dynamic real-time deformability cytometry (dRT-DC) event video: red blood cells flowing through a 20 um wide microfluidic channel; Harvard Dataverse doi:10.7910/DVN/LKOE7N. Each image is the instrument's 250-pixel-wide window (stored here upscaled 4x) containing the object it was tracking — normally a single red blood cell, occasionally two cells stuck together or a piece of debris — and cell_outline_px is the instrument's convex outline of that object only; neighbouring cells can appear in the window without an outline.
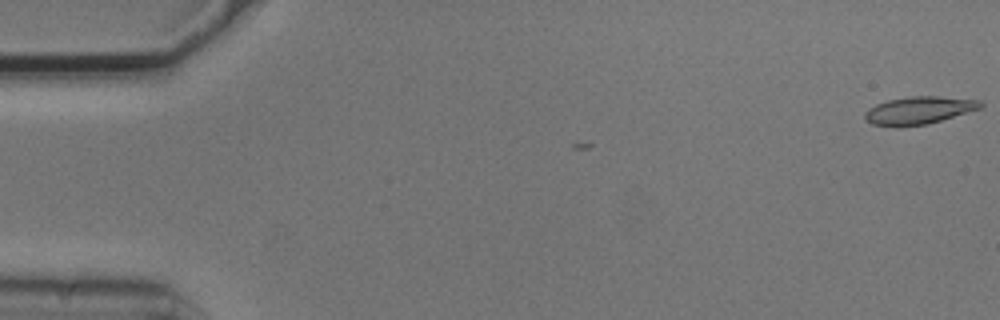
{"species": "common noctule bat (a hibernating species)", "species_latin": "Nyctalus noctula", "temperature_condition": "cold", "stored_images_in_passage": 3, "camera_frame_rate_fps": 3000, "um_per_image_px": 0.085, "animal": {"sex": "male", "body_mass_g": 20.5, "forearm_length_mm": 52.5}, "frame": {"image": 1, "passage_image": 1, "time_ms": 0.0, "image_size_px": [1000, 320], "cell_outline_px": [[984, 104], [980, 108], [928, 124], [900, 128], [896, 128], [872, 124], [864, 116], [864, 112], [868, 108], [876, 104], [888, 100], [912, 96], [940, 96], [980, 100]], "centroid_in_image_um": [78.07, 9.39], "position_along_channel_um": 6.9, "area_um2": 18.79}}